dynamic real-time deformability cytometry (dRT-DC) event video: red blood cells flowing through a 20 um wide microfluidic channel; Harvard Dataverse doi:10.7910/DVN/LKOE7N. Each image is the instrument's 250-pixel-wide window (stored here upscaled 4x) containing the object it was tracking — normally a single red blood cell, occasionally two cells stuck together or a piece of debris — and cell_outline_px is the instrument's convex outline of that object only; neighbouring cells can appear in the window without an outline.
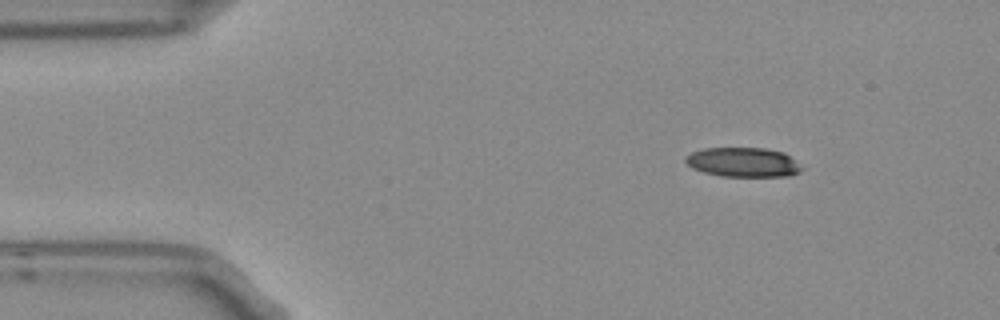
{"species": "Egyptian fruit bat (a non-hibernating species)", "species_latin": "Rousettus aegyptiacus", "temperature_condition": "room temperature", "stored_images_in_passage": 3, "camera_frame_rate_fps": 3000, "um_per_image_px": 0.085, "frame": {"image": 1, "passage_image": 1, "time_ms": 0.0, "image_size_px": [1000, 320], "cell_outline_px": [[804, 168], [800, 172], [788, 176], [720, 176], [704, 172], [692, 168], [684, 160], [684, 156], [692, 152], [704, 148], [764, 148], [784, 152]], "centroid_in_image_um": [63.15, 13.79], "position_along_channel_um": 21.8, "area_um2": 19.94}}